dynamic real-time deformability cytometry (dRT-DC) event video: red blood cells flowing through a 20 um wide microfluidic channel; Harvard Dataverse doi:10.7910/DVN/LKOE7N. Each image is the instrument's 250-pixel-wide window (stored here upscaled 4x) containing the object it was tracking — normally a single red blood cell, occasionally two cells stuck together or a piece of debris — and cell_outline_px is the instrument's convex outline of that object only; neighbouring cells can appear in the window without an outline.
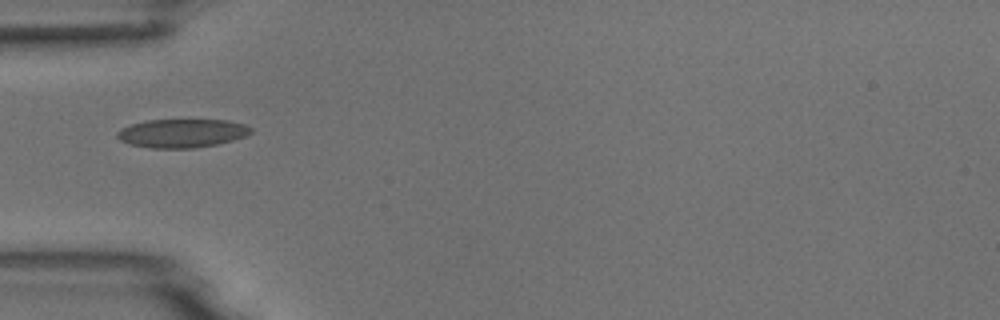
{"species": "common noctule bat (a hibernating species)", "species_latin": "Nyctalus noctula", "temperature_condition": "room temperature", "stored_images_in_passage": 3, "camera_frame_rate_fps": 3000, "um_per_image_px": 0.085, "animal": {"sex": "male", "body_mass_g": 18.8}, "frame": {"image": 1, "passage_image": 1, "time_ms": 0.0, "image_size_px": [1000, 320], "cell_outline_px": [[252, 132], [244, 136], [232, 140], [216, 144], [192, 148], [152, 148], [128, 144], [120, 140], [116, 136], [116, 132], [120, 128], [132, 124], [148, 120], [228, 120], [244, 124], [252, 128]], "centroid_in_image_um": [15.43, 11.32], "position_along_channel_um": 69.6, "area_um2": 22.2}}